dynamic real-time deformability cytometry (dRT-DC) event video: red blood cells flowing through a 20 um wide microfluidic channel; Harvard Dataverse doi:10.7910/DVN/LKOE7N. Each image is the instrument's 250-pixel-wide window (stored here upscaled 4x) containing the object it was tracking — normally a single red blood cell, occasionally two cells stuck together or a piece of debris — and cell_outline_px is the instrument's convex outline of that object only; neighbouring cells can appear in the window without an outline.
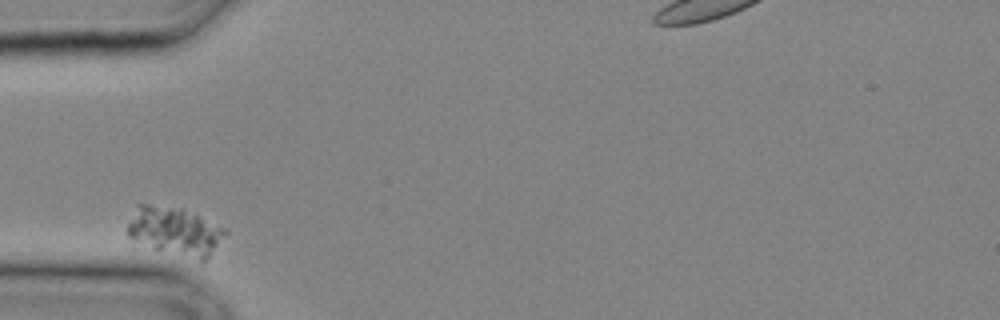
{"species": "common noctule bat (a hibernating species)", "species_latin": "Nyctalus noctula", "temperature_condition": "cold", "stored_images_in_passage": 24, "camera_frame_rate_fps": 3000, "um_per_image_px": 0.085, "animal": {"sex": "male", "body_mass_g": 20.4}, "frame": {"image": 1, "passage_image": 1, "time_ms": 0.0, "image_size_px": [1000, 320], "cell_outline_px": [[228, 232], [208, 256], [204, 260], [200, 260], [156, 248], [128, 236], [128, 224], [136, 204], [148, 204], [180, 208], [200, 216], [224, 228]], "centroid_in_image_um": [14.87, 19.6], "position_along_channel_um": 70.1, "area_um2": 26.47}}
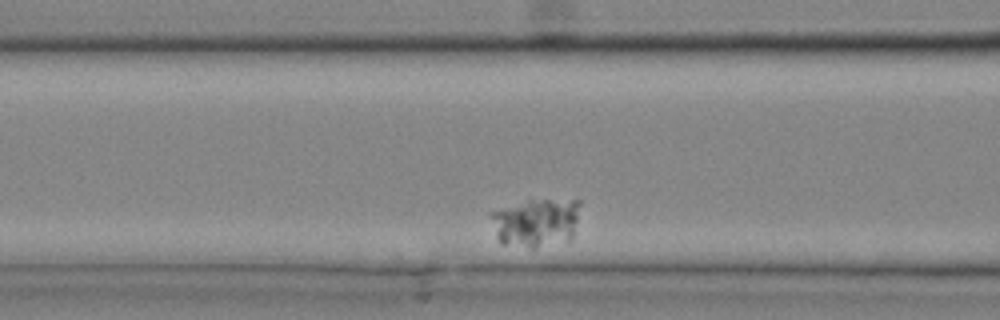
{"frame": {"image": 2, "passage_image": 4, "time_ms": 1.0, "image_size_px": [1000, 320], "cell_outline_px": [[580, 204], [572, 240], [536, 248], [532, 248], [500, 244], [496, 236], [488, 216], [488, 212], [528, 200], [580, 200]], "centroid_in_image_um": [45.52, 18.94], "position_along_channel_um": 121.1, "area_um2": 25.66}}